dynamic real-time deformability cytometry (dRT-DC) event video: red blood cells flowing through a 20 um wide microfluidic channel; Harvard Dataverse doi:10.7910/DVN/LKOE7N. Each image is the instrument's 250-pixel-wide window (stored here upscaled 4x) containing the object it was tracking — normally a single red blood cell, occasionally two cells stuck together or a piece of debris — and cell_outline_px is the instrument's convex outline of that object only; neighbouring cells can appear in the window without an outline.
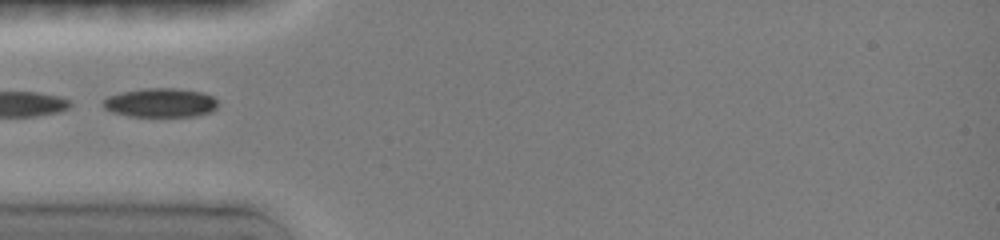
{"species": "common noctule bat (a hibernating species)", "species_latin": "Nyctalus noctula", "temperature_condition": "room temperature", "stored_images_in_passage": 10, "camera_frame_rate_fps": 3000, "um_per_image_px": 0.085, "animal": {"sex": "female", "body_mass_g": 19.0, "forearm_length_mm": 51.5}, "frame": {"image": 1, "passage_image": 1, "time_ms": 0.0, "image_size_px": [1000, 240], "cell_outline_px": [[216, 108], [212, 112], [196, 116], [128, 116], [112, 112], [104, 108], [104, 100], [108, 96], [124, 92], [148, 88], [172, 88], [200, 92], [212, 96], [216, 100]], "centroid_in_image_um": [13.65, 8.74], "position_along_channel_um": 71.3, "area_um2": 19.13}}
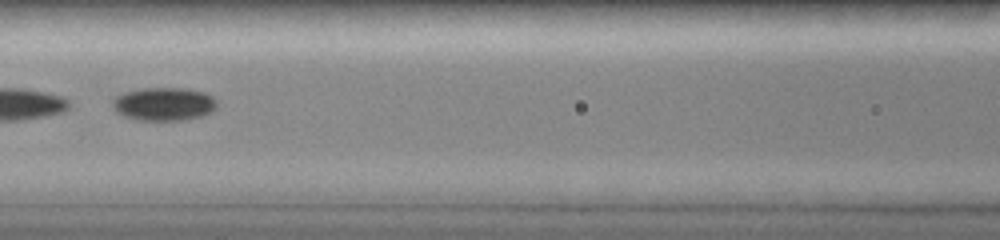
{"frame": {"image": 2, "passage_image": 8, "time_ms": 2.0, "image_size_px": [1000, 240], "cell_outline_px": [[216, 108], [212, 112], [188, 120], [136, 120], [124, 116], [116, 112], [112, 108], [112, 100], [116, 96], [124, 92], [144, 88], [180, 88], [204, 92], [212, 96], [216, 100]], "centroid_in_image_um": [13.91, 8.85], "position_along_channel_um": 152.7, "area_um2": 20.35}}